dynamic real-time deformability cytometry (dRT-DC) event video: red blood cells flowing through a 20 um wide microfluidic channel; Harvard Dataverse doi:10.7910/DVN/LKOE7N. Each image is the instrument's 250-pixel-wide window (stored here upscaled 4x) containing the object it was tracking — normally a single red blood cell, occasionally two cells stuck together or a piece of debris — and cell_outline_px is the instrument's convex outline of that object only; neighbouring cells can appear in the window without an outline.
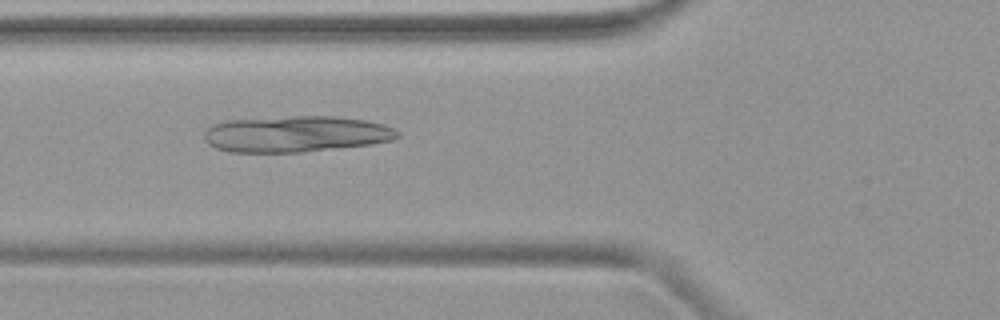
{"species": "common noctule bat (a hibernating species)", "species_latin": "Nyctalus noctula", "temperature_condition": "warm", "stored_images_in_passage": 47, "camera_frame_rate_fps": 3000, "um_per_image_px": 0.085, "animal": {"sex": "female", "body_mass_g": 19.9}, "frame": {"image": 1, "passage_image": 18, "time_ms": 5.667, "image_size_px": [1000, 320], "cell_outline_px": [[400, 136], [392, 140], [372, 144], [300, 152], [232, 152], [216, 148], [208, 144], [204, 140], [204, 132], [212, 124], [224, 120], [292, 116], [336, 116], [368, 120], [384, 124], [400, 132]], "centroid_in_image_um": [25.15, 11.38], "position_along_channel_um": 100.6, "area_um2": 41.04}}
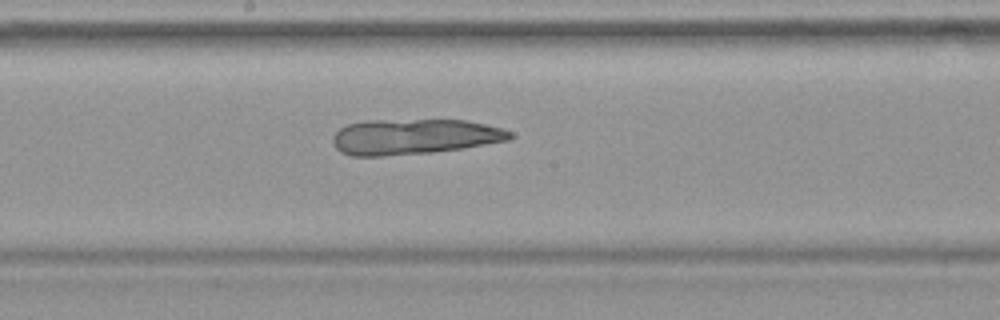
{"frame": {"image": 2, "passage_image": 26, "time_ms": 8.333, "image_size_px": [1000, 320], "cell_outline_px": [[512, 136], [508, 140], [460, 148], [432, 152], [384, 156], [352, 156], [340, 152], [336, 148], [332, 140], [332, 136], [340, 128], [348, 124], [368, 120], [464, 120], [484, 124], [500, 128], [512, 132]], "centroid_in_image_um": [35.13, 11.62], "position_along_channel_um": 213.1, "area_um2": 36.36}}
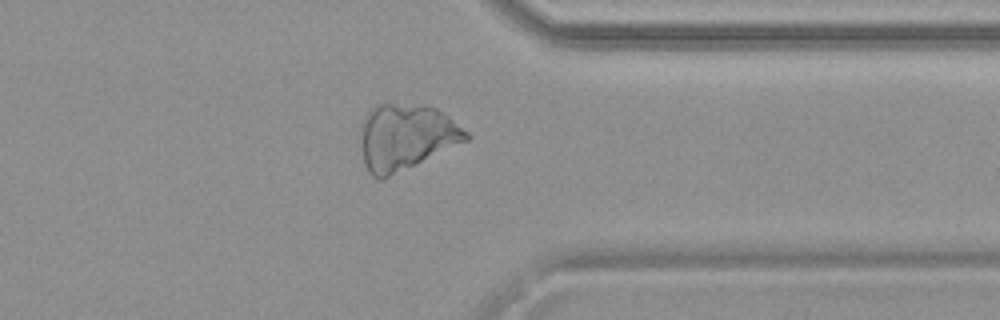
{"frame": {"image": 3, "passage_image": 38, "time_ms": 12.333, "image_size_px": [1000, 320], "cell_outline_px": [[468, 140], [416, 164], [380, 180], [372, 176], [368, 172], [364, 164], [360, 140], [360, 128], [364, 116], [376, 104], [384, 100], [436, 108], [448, 116], [468, 132]], "centroid_in_image_um": [34.44, 11.61], "position_along_channel_um": 377.0, "area_um2": 40.75}}